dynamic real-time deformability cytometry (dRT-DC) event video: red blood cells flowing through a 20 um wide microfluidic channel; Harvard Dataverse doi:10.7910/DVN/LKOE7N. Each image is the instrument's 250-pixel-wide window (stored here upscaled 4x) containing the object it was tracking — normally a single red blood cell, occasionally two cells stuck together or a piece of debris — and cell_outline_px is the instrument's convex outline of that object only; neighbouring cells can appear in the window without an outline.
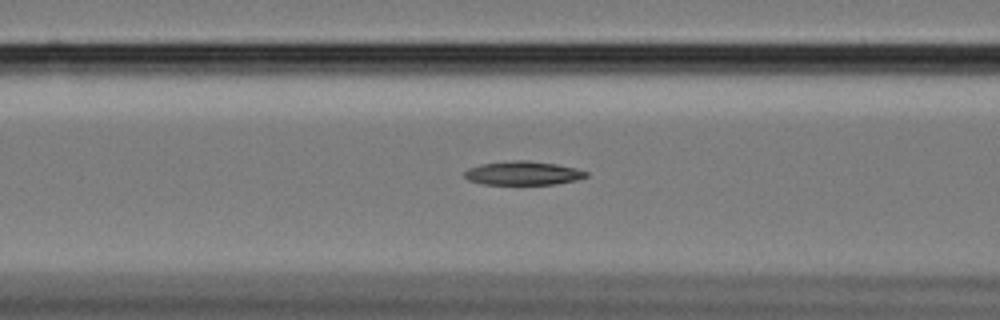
{"species": "Egyptian fruit bat (a non-hibernating species)", "species_latin": "Rousettus aegyptiacus", "temperature_condition": "cold", "stored_images_in_passage": 40, "camera_frame_rate_fps": 3000, "um_per_image_px": 0.085, "animal": {"sex": "female"}, "frame": {"image": 1, "passage_image": 5, "time_ms": 1.333, "image_size_px": [1000, 320], "cell_outline_px": [[588, 176], [576, 180], [552, 184], [484, 184], [468, 180], [464, 176], [464, 172], [468, 168], [480, 164], [516, 160], [528, 160], [556, 164], [588, 172]], "centroid_in_image_um": [44.42, 14.71], "position_along_channel_um": 122.2, "area_um2": 16.65}}
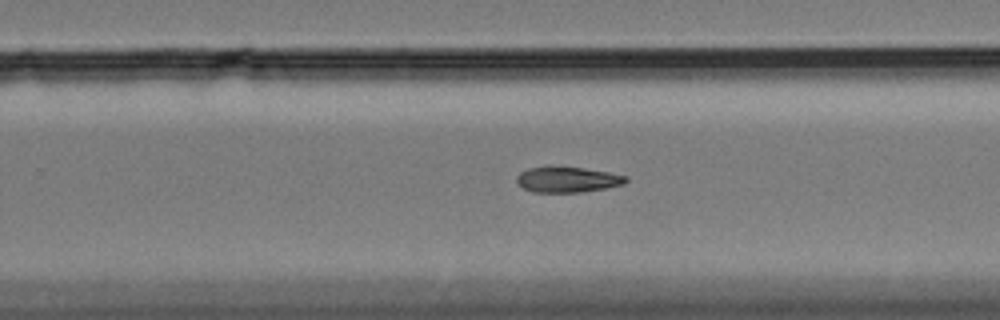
{"frame": {"image": 2, "passage_image": 19, "time_ms": 6.0, "image_size_px": [1000, 320], "cell_outline_px": [[628, 180], [624, 184], [604, 188], [580, 192], [532, 192], [516, 184], [516, 176], [520, 172], [528, 168], [548, 164], [552, 164], [584, 168], [608, 172], [628, 176]], "centroid_in_image_um": [48.17, 15.22], "position_along_channel_um": 281.6, "area_um2": 16.82}}
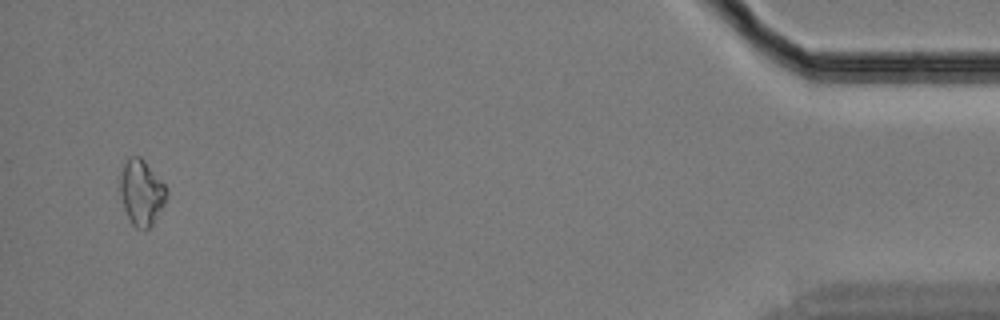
{"frame": {"image": 3, "passage_image": 38, "time_ms": 12.333, "image_size_px": [1000, 320], "cell_outline_px": [[168, 196], [164, 204], [152, 224], [148, 228], [136, 228], [132, 224], [124, 208], [120, 196], [120, 176], [124, 164], [128, 156], [140, 156], [144, 160], [168, 188]], "centroid_in_image_um": [12.03, 16.34], "position_along_channel_um": 423.2, "area_um2": 17.69}}